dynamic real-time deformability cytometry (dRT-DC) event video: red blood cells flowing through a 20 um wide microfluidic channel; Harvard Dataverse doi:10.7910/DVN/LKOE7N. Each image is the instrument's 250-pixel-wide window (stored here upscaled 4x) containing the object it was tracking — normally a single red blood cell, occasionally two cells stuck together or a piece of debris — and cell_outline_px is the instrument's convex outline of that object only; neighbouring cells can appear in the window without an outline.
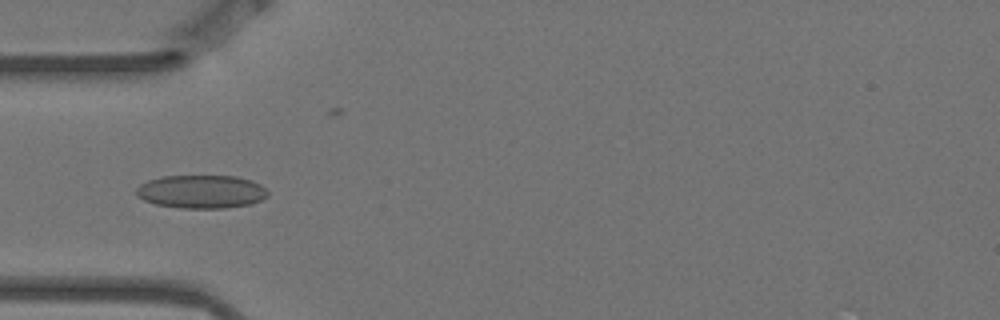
{"species": "Egyptian fruit bat (a non-hibernating species)", "species_latin": "Rousettus aegyptiacus", "temperature_condition": "warm", "stored_images_in_passage": 5, "camera_frame_rate_fps": 3000, "um_per_image_px": 0.085, "animal": {"sex": "female"}, "frame": {"image": 1, "passage_image": 5, "time_ms": 1.333, "image_size_px": [1000, 320], "cell_outline_px": [[268, 196], [260, 200], [248, 204], [224, 208], [180, 208], [156, 204], [144, 200], [136, 196], [136, 188], [140, 184], [148, 180], [160, 176], [236, 176], [252, 180], [260, 184], [268, 192]], "centroid_in_image_um": [17.09, 16.28], "position_along_channel_um": 67.9, "area_um2": 25.55}}